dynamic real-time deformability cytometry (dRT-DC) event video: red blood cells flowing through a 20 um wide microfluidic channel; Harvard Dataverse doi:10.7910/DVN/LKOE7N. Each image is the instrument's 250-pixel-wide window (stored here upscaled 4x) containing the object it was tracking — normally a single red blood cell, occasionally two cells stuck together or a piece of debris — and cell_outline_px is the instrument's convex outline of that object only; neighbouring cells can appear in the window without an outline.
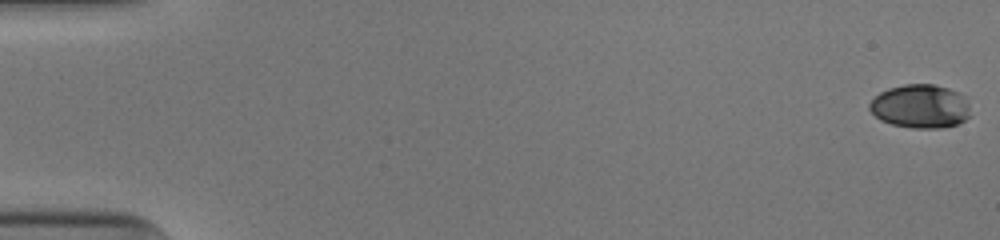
{"species": "human", "species_latin": "Homo sapiens", "temperature_condition": "cold", "stored_images_in_passage": 53, "camera_frame_rate_fps": 3000, "um_per_image_px": 0.085, "donor": {"sex": "male"}, "frame": {"image": 1, "passage_image": 1, "time_ms": 0.0, "image_size_px": [1000, 240], "cell_outline_px": [[968, 116], [964, 120], [956, 124], [944, 128], [912, 128], [892, 124], [880, 120], [868, 108], [868, 104], [880, 92], [888, 88], [904, 84], [932, 84], [948, 88], [956, 92], [968, 108]], "centroid_in_image_um": [78.15, 9.04], "position_along_channel_um": 6.9, "area_um2": 25.2}}
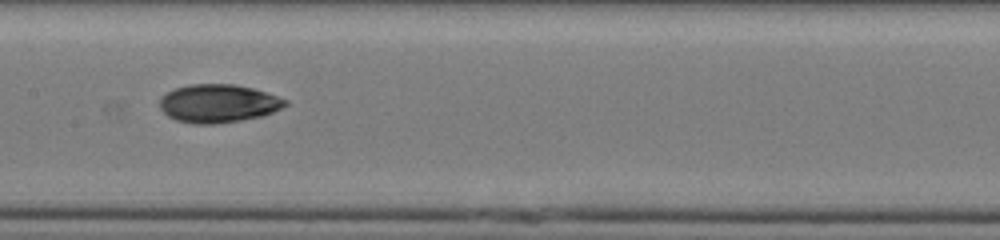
{"frame": {"image": 2, "passage_image": 28, "time_ms": 9.0, "image_size_px": [1000, 240], "cell_outline_px": [[288, 104], [272, 112], [260, 116], [240, 120], [212, 124], [196, 124], [176, 120], [168, 116], [160, 108], [160, 100], [168, 92], [176, 88], [192, 84], [232, 84], [252, 88], [288, 100]], "centroid_in_image_um": [18.54, 8.79], "position_along_channel_um": 188.9, "area_um2": 27.51}}
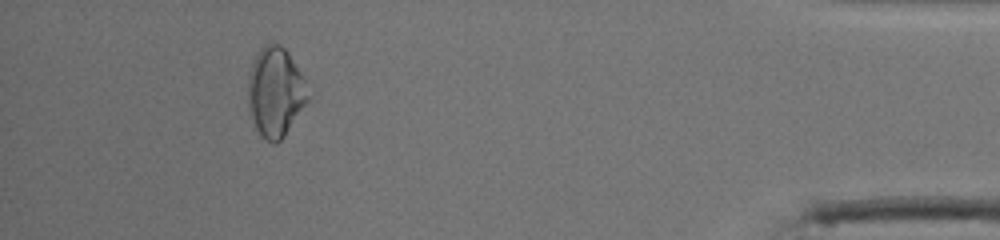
{"frame": {"image": 3, "passage_image": 49, "time_ms": 16.0, "image_size_px": [1000, 240], "cell_outline_px": [[308, 100], [284, 136], [276, 144], [260, 136], [248, 112], [248, 80], [252, 64], [260, 48], [264, 44], [280, 44], [288, 52], [300, 72]], "centroid_in_image_um": [23.36, 7.84], "position_along_channel_um": 411.8, "area_um2": 30.63}, "authors_computed_cell_mechanics": {"area_um2": 27.166, "velocity_mm_per_s": 3.9609, "shape_relaxation_time_tau1_ms": 4.9154, "shape_relaxation_time_tau2_ms": 5.6935, "deformation_change_tau1": 0.1368, "deformation_change_tau2": 0.096}}